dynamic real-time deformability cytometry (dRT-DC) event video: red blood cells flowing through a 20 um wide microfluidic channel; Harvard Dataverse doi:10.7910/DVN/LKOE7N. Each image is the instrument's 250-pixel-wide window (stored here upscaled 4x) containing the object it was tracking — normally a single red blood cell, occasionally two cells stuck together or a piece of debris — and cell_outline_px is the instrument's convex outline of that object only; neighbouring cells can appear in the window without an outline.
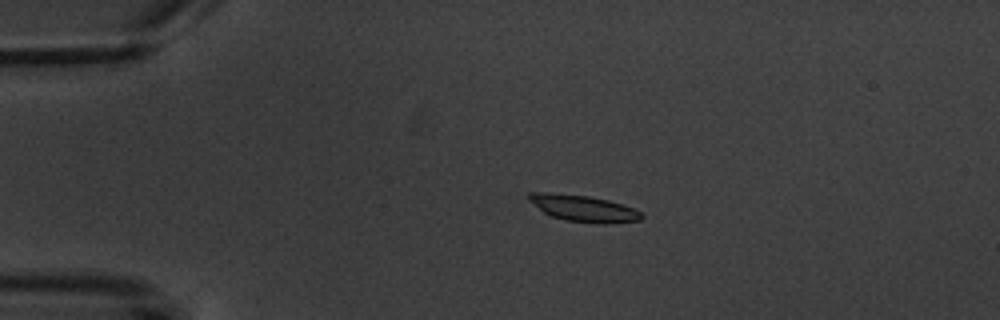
{"species": "common noctule bat (a hibernating species)", "species_latin": "Nyctalus noctula", "temperature_condition": "warm", "stored_images_in_passage": 6, "camera_frame_rate_fps": 3000, "um_per_image_px": 0.085, "animal": {"sex": "male", "body_mass_g": 20.1, "forearm_length_mm": 53.5}, "frame": {"image": 1, "passage_image": 3, "time_ms": 2.333, "image_size_px": [1000, 320], "cell_outline_px": [[644, 216], [640, 220], [604, 224], [596, 224], [568, 220], [552, 216], [544, 212], [528, 200], [524, 196], [528, 192], [548, 192], [588, 196], [608, 200], [636, 208]], "centroid_in_image_um": [49.58, 17.7], "position_along_channel_um": 35.4, "area_um2": 17.46}}
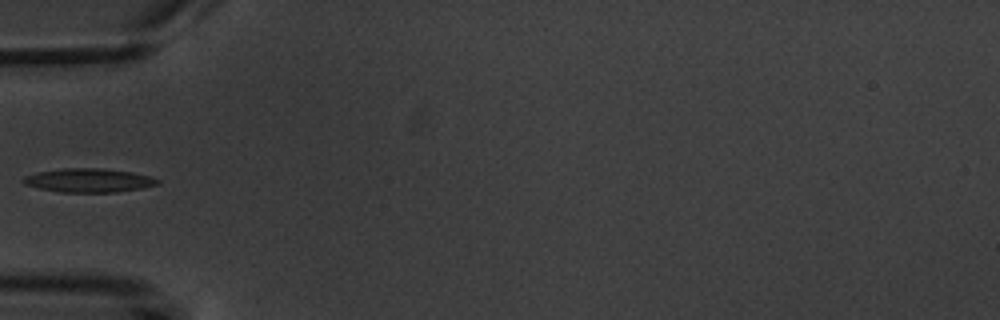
{"frame": {"image": 2, "passage_image": 5, "time_ms": 4.667, "image_size_px": [1000, 320], "cell_outline_px": [[160, 184], [140, 188], [116, 192], [60, 192], [40, 188], [24, 184], [20, 180], [24, 176], [36, 172], [64, 168], [104, 168], [132, 172], [148, 176], [160, 180]], "centroid_in_image_um": [7.52, 15.32], "position_along_channel_um": 77.5, "area_um2": 18.61}}
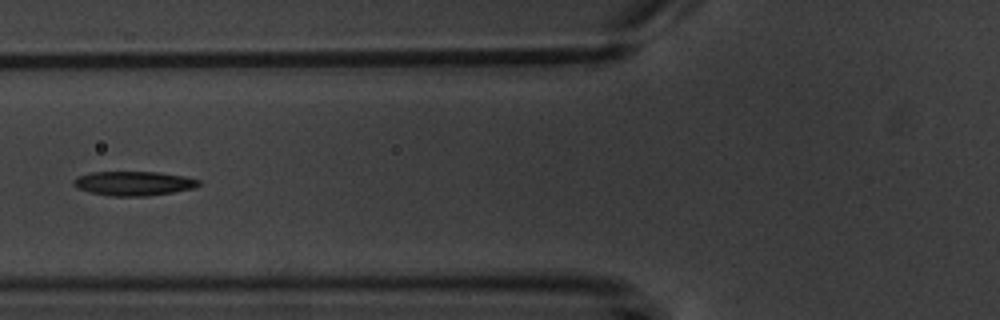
{"frame": {"image": 3, "passage_image": 6, "time_ms": 5.667, "image_size_px": [1000, 320], "cell_outline_px": [[200, 184], [196, 188], [148, 196], [112, 196], [88, 192], [76, 188], [72, 184], [72, 180], [76, 176], [92, 172], [160, 172], [184, 176], [200, 180]], "centroid_in_image_um": [11.33, 15.59], "position_along_channel_um": 114.5, "area_um2": 17.92}}